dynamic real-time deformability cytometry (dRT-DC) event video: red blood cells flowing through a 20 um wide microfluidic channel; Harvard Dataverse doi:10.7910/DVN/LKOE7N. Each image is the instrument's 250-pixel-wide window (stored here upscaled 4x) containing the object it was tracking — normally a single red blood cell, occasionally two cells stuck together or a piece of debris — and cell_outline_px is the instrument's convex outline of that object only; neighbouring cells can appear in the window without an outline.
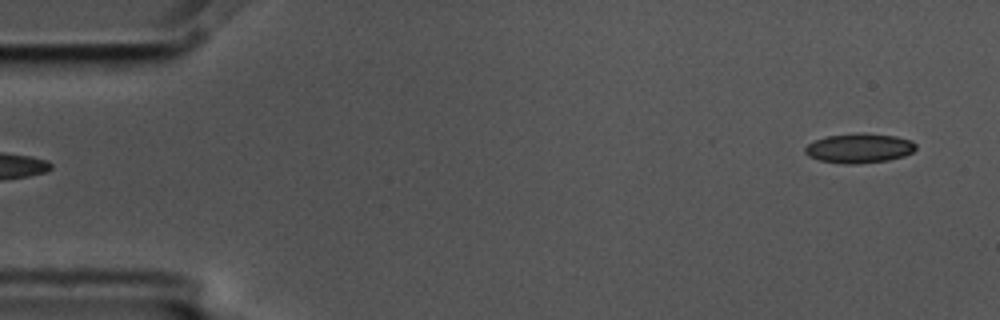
{"species": "common noctule bat (a hibernating species)", "species_latin": "Nyctalus noctula", "temperature_condition": "cold", "stored_images_in_passage": 5, "segment_of_instrument_passage": [2, 2], "camera_frame_rate_fps": 3000, "um_per_image_px": 0.085, "animal": {"sex": "male", "body_mass_g": 17.5, "forearm_length_mm": 52.3}, "frame": {"image": 1, "passage_image": 5, "time_ms": 1.333, "image_size_px": [1000, 320], "cell_outline_px": [[916, 148], [912, 152], [904, 156], [888, 160], [856, 164], [848, 164], [820, 160], [808, 156], [804, 152], [804, 148], [808, 144], [816, 140], [828, 136], [860, 132], [896, 136], [912, 140], [916, 144]], "centroid_in_image_um": [73.05, 12.59], "position_along_channel_um": 11.9, "area_um2": 19.07}}